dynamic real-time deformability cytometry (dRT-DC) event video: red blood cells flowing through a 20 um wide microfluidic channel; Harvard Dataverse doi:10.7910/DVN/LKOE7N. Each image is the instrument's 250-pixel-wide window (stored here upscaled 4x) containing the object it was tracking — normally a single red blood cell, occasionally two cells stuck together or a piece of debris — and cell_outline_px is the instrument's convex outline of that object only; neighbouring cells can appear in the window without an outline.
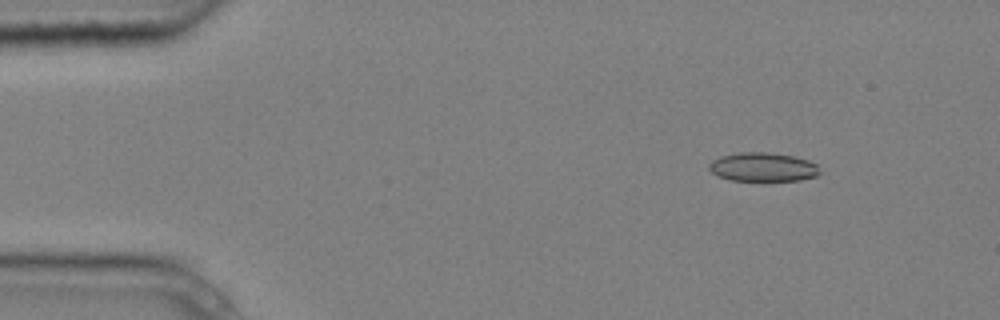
{"species": "common noctule bat (a hibernating species)", "species_latin": "Nyctalus noctula", "temperature_condition": "cold", "stored_images_in_passage": 4, "camera_frame_rate_fps": 3000, "um_per_image_px": 0.085, "animal": {"sex": "male", "body_mass_g": 20.4}, "frame": {"image": 1, "passage_image": 2, "time_ms": 0.333, "image_size_px": [1000, 320], "cell_outline_px": [[820, 172], [816, 176], [800, 180], [732, 180], [716, 176], [708, 168], [708, 164], [712, 160], [720, 156], [740, 152], [772, 152], [796, 156], [808, 160], [816, 164]], "centroid_in_image_um": [64.83, 14.18], "position_along_channel_um": 20.2, "area_um2": 18.73}}
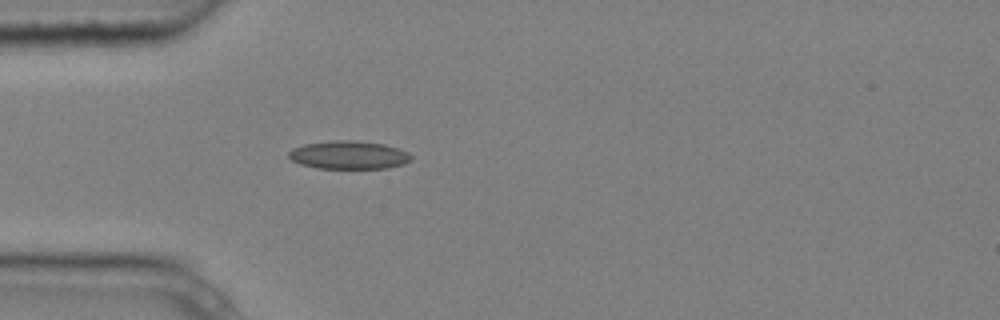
{"frame": {"image": 2, "passage_image": 4, "time_ms": 1.0, "image_size_px": [1000, 320], "cell_outline_px": [[412, 160], [404, 164], [388, 168], [316, 168], [300, 164], [292, 160], [288, 156], [288, 152], [292, 148], [304, 144], [332, 140], [352, 140], [384, 144], [400, 148], [408, 152], [412, 156]], "centroid_in_image_um": [29.66, 13.17], "position_along_channel_um": 55.3, "area_um2": 20.29}}